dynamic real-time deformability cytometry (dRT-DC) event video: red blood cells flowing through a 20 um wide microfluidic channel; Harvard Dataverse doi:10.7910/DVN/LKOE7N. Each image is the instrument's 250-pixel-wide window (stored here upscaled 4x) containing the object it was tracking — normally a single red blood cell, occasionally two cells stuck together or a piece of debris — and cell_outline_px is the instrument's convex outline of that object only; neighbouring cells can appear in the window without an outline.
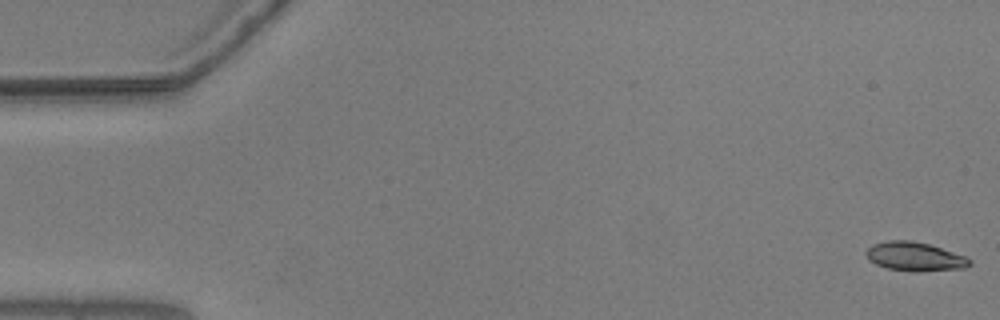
{"species": "common noctule bat (a hibernating species)", "species_latin": "Nyctalus noctula", "temperature_condition": "warm", "stored_images_in_passage": 13, "camera_frame_rate_fps": 3000, "um_per_image_px": 0.085, "animal": {"sex": "male", "body_mass_g": 20.5, "forearm_length_mm": 52.5}, "frame": {"image": 1, "passage_image": 1, "time_ms": 0.0, "image_size_px": [1000, 320], "cell_outline_px": [[972, 264], [964, 268], [920, 272], [916, 272], [888, 268], [876, 264], [868, 260], [864, 252], [872, 244], [888, 240], [912, 240], [928, 244], [964, 256], [972, 260]], "centroid_in_image_um": [77.73, 21.81], "position_along_channel_um": 7.3, "area_um2": 17.46}}